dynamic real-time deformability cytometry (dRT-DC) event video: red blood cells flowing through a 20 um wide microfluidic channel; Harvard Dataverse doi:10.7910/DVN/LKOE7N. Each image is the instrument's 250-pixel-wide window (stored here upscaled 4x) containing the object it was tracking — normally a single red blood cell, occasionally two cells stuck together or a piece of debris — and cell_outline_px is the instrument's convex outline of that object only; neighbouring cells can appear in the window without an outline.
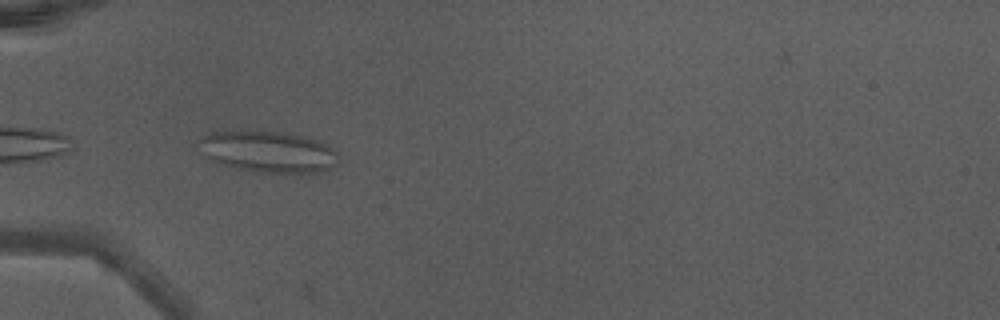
{"species": "Egyptian fruit bat (a non-hibernating species)", "species_latin": "Rousettus aegyptiacus", "temperature_condition": "warm", "stored_images_in_passage": 5, "camera_frame_rate_fps": 3000, "um_per_image_px": 0.085, "animal": {"sex": "male"}, "frame": {"image": 1, "passage_image": 1, "time_ms": 0.0, "image_size_px": [1000, 320], "cell_outline_px": [[336, 164], [328, 172], [312, 176], [300, 176], [260, 172], [236, 168], [220, 164], [212, 160], [208, 156], [200, 140], [204, 136], [212, 132], [232, 128], [280, 132], [300, 136], [316, 140], [332, 148], [336, 152]], "centroid_in_image_um": [22.89, 12.93], "position_along_channel_um": 62.1, "area_um2": 34.62}}